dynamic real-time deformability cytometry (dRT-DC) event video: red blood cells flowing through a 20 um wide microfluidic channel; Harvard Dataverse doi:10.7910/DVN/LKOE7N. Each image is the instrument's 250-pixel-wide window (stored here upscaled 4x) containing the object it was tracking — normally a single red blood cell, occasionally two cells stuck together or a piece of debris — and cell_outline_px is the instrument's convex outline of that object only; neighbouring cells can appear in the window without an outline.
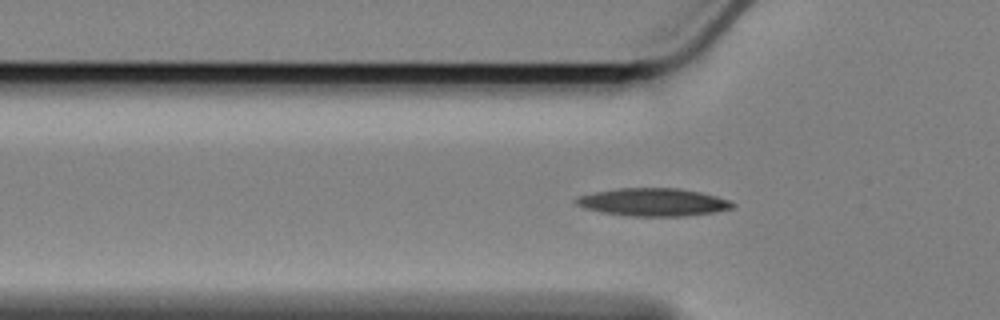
{"species": "Egyptian fruit bat (a non-hibernating species)", "species_latin": "Rousettus aegyptiacus", "temperature_condition": "cold", "stored_images_in_passage": 55, "camera_frame_rate_fps": 3000, "um_per_image_px": 0.085, "animal": {"sex": "female"}, "frame": {"image": 1, "passage_image": 14, "time_ms": 4.333, "image_size_px": [1000, 320], "cell_outline_px": [[736, 208], [712, 212], [684, 216], [628, 216], [600, 212], [584, 208], [576, 204], [572, 200], [576, 196], [616, 188], [680, 188], [700, 192], [716, 196], [728, 200], [736, 204]], "centroid_in_image_um": [55.49, 17.18], "position_along_channel_um": 70.3, "area_um2": 25.55}}
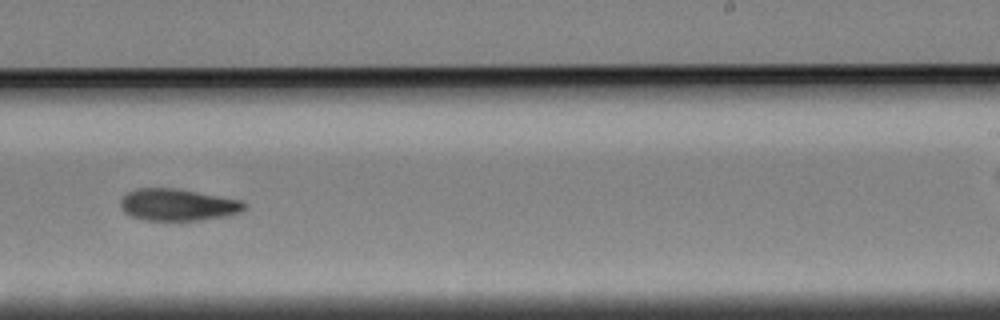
{"frame": {"image": 2, "passage_image": 32, "time_ms": 10.333, "image_size_px": [1000, 320], "cell_outline_px": [[248, 208], [240, 212], [224, 216], [200, 220], [144, 220], [132, 216], [124, 212], [120, 208], [120, 200], [124, 192], [136, 188], [180, 188], [244, 200], [248, 204]], "centroid_in_image_um": [15.13, 17.38], "position_along_channel_um": 273.9, "area_um2": 23.58}}
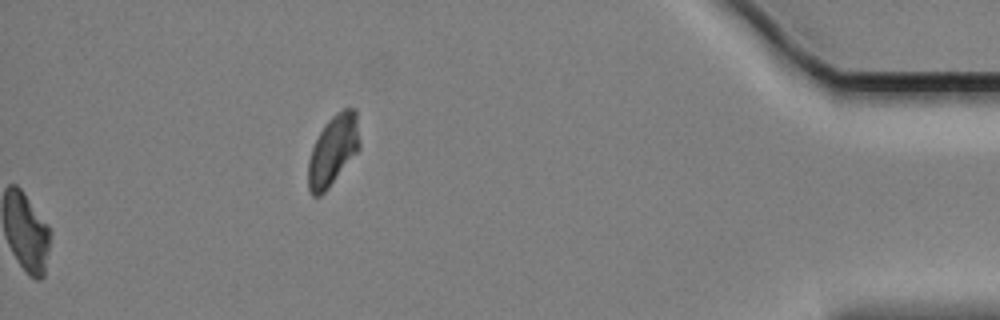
{"frame": {"image": 3, "passage_image": 55, "time_ms": 18.0, "image_size_px": [1000, 320], "cell_outline_px": [[360, 148], [328, 188], [320, 196], [312, 196], [308, 188], [308, 160], [312, 148], [324, 124], [336, 112], [344, 108], [356, 108], [360, 140]], "centroid_in_image_um": [28.31, 12.75], "position_along_channel_um": 406.9, "area_um2": 21.04}, "authors_computed_cell_mechanics": {"area_um2": 23.4668, "velocity_mm_per_s": 3.3784, "shape_relaxation_time_tau1_ms": 5.1855, "shape_relaxation_time_tau2_ms": null, "deformation_change_tau1": 0.1417, "deformation_change_tau2": null}}